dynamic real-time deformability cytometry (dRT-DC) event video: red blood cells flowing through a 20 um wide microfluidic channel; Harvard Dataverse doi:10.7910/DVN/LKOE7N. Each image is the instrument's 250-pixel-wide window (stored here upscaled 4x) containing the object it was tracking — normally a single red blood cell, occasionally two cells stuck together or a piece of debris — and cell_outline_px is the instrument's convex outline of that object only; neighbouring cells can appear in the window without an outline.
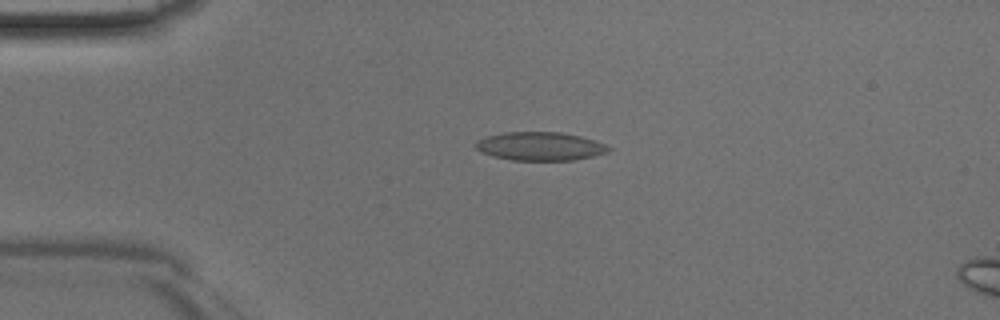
{"species": "Egyptian fruit bat (a non-hibernating species)", "species_latin": "Rousettus aegyptiacus", "temperature_condition": "room temperature", "stored_images_in_passage": 44, "camera_frame_rate_fps": 3000, "um_per_image_px": 0.085, "animal": {"sex": "male"}, "frame": {"image": 1, "passage_image": 9, "time_ms": 2.667, "image_size_px": [1000, 320], "cell_outline_px": [[612, 148], [608, 152], [592, 156], [572, 160], [512, 160], [492, 156], [480, 152], [472, 144], [476, 140], [488, 136], [504, 132], [560, 132], [580, 136], [604, 144]], "centroid_in_image_um": [45.85, 12.43], "position_along_channel_um": 39.2, "area_um2": 22.02}}
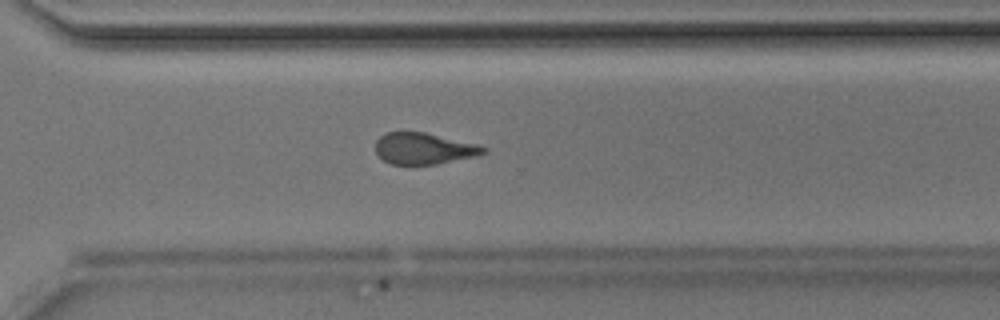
{"frame": {"image": 2, "passage_image": 31, "time_ms": 10.0, "image_size_px": [1000, 320], "cell_outline_px": [[488, 152], [476, 156], [436, 164], [392, 164], [384, 160], [376, 152], [376, 140], [380, 136], [388, 132], [424, 132], [480, 144], [488, 148]], "centroid_in_image_um": [36.08, 12.62], "position_along_channel_um": 334.5, "area_um2": 19.77}}
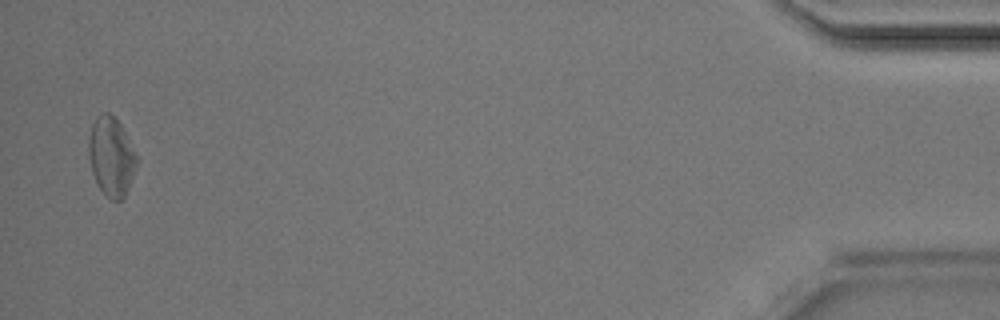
{"frame": {"image": 3, "passage_image": 43, "time_ms": 14.0, "image_size_px": [1000, 320], "cell_outline_px": [[140, 160], [128, 188], [124, 196], [120, 200], [112, 200], [104, 196], [92, 172], [88, 156], [88, 140], [92, 124], [96, 116], [104, 112], [108, 112], [120, 124]], "centroid_in_image_um": [9.46, 13.31], "position_along_channel_um": 425.7, "area_um2": 22.2}}